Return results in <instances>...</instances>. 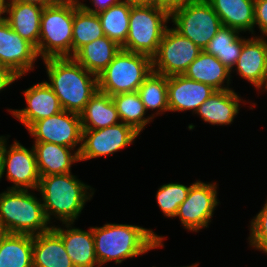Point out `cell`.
<instances>
[{"instance_id": "4316f807", "label": "cell", "mask_w": 267, "mask_h": 267, "mask_svg": "<svg viewBox=\"0 0 267 267\" xmlns=\"http://www.w3.org/2000/svg\"><path fill=\"white\" fill-rule=\"evenodd\" d=\"M243 35L238 30L221 26L204 50L232 70L239 58L243 43L250 37L249 34Z\"/></svg>"}, {"instance_id": "9c48e42d", "label": "cell", "mask_w": 267, "mask_h": 267, "mask_svg": "<svg viewBox=\"0 0 267 267\" xmlns=\"http://www.w3.org/2000/svg\"><path fill=\"white\" fill-rule=\"evenodd\" d=\"M219 183L217 181L205 182L195 179L188 192L187 198L179 206L175 219L180 225L192 234L200 233L209 228L217 207L222 202L219 200Z\"/></svg>"}, {"instance_id": "1f68e13d", "label": "cell", "mask_w": 267, "mask_h": 267, "mask_svg": "<svg viewBox=\"0 0 267 267\" xmlns=\"http://www.w3.org/2000/svg\"><path fill=\"white\" fill-rule=\"evenodd\" d=\"M131 6L122 1L97 14L104 35L121 47L125 44L128 35Z\"/></svg>"}, {"instance_id": "ee69618b", "label": "cell", "mask_w": 267, "mask_h": 267, "mask_svg": "<svg viewBox=\"0 0 267 267\" xmlns=\"http://www.w3.org/2000/svg\"><path fill=\"white\" fill-rule=\"evenodd\" d=\"M7 232L0 226V244Z\"/></svg>"}, {"instance_id": "ffe728a7", "label": "cell", "mask_w": 267, "mask_h": 267, "mask_svg": "<svg viewBox=\"0 0 267 267\" xmlns=\"http://www.w3.org/2000/svg\"><path fill=\"white\" fill-rule=\"evenodd\" d=\"M32 143L40 177L70 173L72 166L80 163L79 153L73 148L48 142Z\"/></svg>"}, {"instance_id": "277c9868", "label": "cell", "mask_w": 267, "mask_h": 267, "mask_svg": "<svg viewBox=\"0 0 267 267\" xmlns=\"http://www.w3.org/2000/svg\"><path fill=\"white\" fill-rule=\"evenodd\" d=\"M37 192L7 188L0 192V226L7 233L34 236L52 228Z\"/></svg>"}, {"instance_id": "f546056e", "label": "cell", "mask_w": 267, "mask_h": 267, "mask_svg": "<svg viewBox=\"0 0 267 267\" xmlns=\"http://www.w3.org/2000/svg\"><path fill=\"white\" fill-rule=\"evenodd\" d=\"M111 97L116 105L120 121L130 125L140 135L147 125L154 121L146 112L137 91L120 93Z\"/></svg>"}, {"instance_id": "30bf717a", "label": "cell", "mask_w": 267, "mask_h": 267, "mask_svg": "<svg viewBox=\"0 0 267 267\" xmlns=\"http://www.w3.org/2000/svg\"><path fill=\"white\" fill-rule=\"evenodd\" d=\"M10 137V134H5L2 178L11 183L7 189L37 190L40 175L33 145L26 147L17 139L11 144Z\"/></svg>"}, {"instance_id": "d4e9b609", "label": "cell", "mask_w": 267, "mask_h": 267, "mask_svg": "<svg viewBox=\"0 0 267 267\" xmlns=\"http://www.w3.org/2000/svg\"><path fill=\"white\" fill-rule=\"evenodd\" d=\"M120 50L121 46L103 36L81 47L72 58L87 71L98 76Z\"/></svg>"}, {"instance_id": "60d3db41", "label": "cell", "mask_w": 267, "mask_h": 267, "mask_svg": "<svg viewBox=\"0 0 267 267\" xmlns=\"http://www.w3.org/2000/svg\"><path fill=\"white\" fill-rule=\"evenodd\" d=\"M129 5L138 6V5H155V0H123Z\"/></svg>"}, {"instance_id": "83f0119b", "label": "cell", "mask_w": 267, "mask_h": 267, "mask_svg": "<svg viewBox=\"0 0 267 267\" xmlns=\"http://www.w3.org/2000/svg\"><path fill=\"white\" fill-rule=\"evenodd\" d=\"M137 92L144 104L146 112L153 120L169 113L168 76L152 71Z\"/></svg>"}, {"instance_id": "5bb4252c", "label": "cell", "mask_w": 267, "mask_h": 267, "mask_svg": "<svg viewBox=\"0 0 267 267\" xmlns=\"http://www.w3.org/2000/svg\"><path fill=\"white\" fill-rule=\"evenodd\" d=\"M41 59L36 47L16 33L6 20L0 21V65L15 75L27 76ZM36 67V68H35Z\"/></svg>"}, {"instance_id": "e0dca14e", "label": "cell", "mask_w": 267, "mask_h": 267, "mask_svg": "<svg viewBox=\"0 0 267 267\" xmlns=\"http://www.w3.org/2000/svg\"><path fill=\"white\" fill-rule=\"evenodd\" d=\"M22 92L26 106L20 109L7 107L6 111L18 120L26 130L34 122L53 116L63 110L59 98L45 80L36 82Z\"/></svg>"}, {"instance_id": "f35d334b", "label": "cell", "mask_w": 267, "mask_h": 267, "mask_svg": "<svg viewBox=\"0 0 267 267\" xmlns=\"http://www.w3.org/2000/svg\"><path fill=\"white\" fill-rule=\"evenodd\" d=\"M60 1L61 0H8V2H23V3L35 4L43 8L56 5Z\"/></svg>"}, {"instance_id": "603a6c76", "label": "cell", "mask_w": 267, "mask_h": 267, "mask_svg": "<svg viewBox=\"0 0 267 267\" xmlns=\"http://www.w3.org/2000/svg\"><path fill=\"white\" fill-rule=\"evenodd\" d=\"M222 26L254 36V0H207Z\"/></svg>"}, {"instance_id": "cb8c5ba5", "label": "cell", "mask_w": 267, "mask_h": 267, "mask_svg": "<svg viewBox=\"0 0 267 267\" xmlns=\"http://www.w3.org/2000/svg\"><path fill=\"white\" fill-rule=\"evenodd\" d=\"M33 267H74L62 238L51 228L33 236Z\"/></svg>"}, {"instance_id": "ba28073f", "label": "cell", "mask_w": 267, "mask_h": 267, "mask_svg": "<svg viewBox=\"0 0 267 267\" xmlns=\"http://www.w3.org/2000/svg\"><path fill=\"white\" fill-rule=\"evenodd\" d=\"M170 25L204 50L222 23L207 0H191L170 12Z\"/></svg>"}, {"instance_id": "9a60e30c", "label": "cell", "mask_w": 267, "mask_h": 267, "mask_svg": "<svg viewBox=\"0 0 267 267\" xmlns=\"http://www.w3.org/2000/svg\"><path fill=\"white\" fill-rule=\"evenodd\" d=\"M234 76L252 85L258 96L267 94V38L250 35L243 43L239 58L231 70V78Z\"/></svg>"}, {"instance_id": "44dd1931", "label": "cell", "mask_w": 267, "mask_h": 267, "mask_svg": "<svg viewBox=\"0 0 267 267\" xmlns=\"http://www.w3.org/2000/svg\"><path fill=\"white\" fill-rule=\"evenodd\" d=\"M186 78L207 84L215 90L232 89L231 70L214 55L202 50L183 74Z\"/></svg>"}, {"instance_id": "d6a6232c", "label": "cell", "mask_w": 267, "mask_h": 267, "mask_svg": "<svg viewBox=\"0 0 267 267\" xmlns=\"http://www.w3.org/2000/svg\"><path fill=\"white\" fill-rule=\"evenodd\" d=\"M191 184L185 185L180 182H168L158 186L156 190L155 200L161 214L167 218L174 220L179 206L187 198Z\"/></svg>"}, {"instance_id": "d6986e66", "label": "cell", "mask_w": 267, "mask_h": 267, "mask_svg": "<svg viewBox=\"0 0 267 267\" xmlns=\"http://www.w3.org/2000/svg\"><path fill=\"white\" fill-rule=\"evenodd\" d=\"M72 223H59L52 229L62 238L65 250L74 267H100L95 255L92 226L88 230Z\"/></svg>"}, {"instance_id": "b9f144b4", "label": "cell", "mask_w": 267, "mask_h": 267, "mask_svg": "<svg viewBox=\"0 0 267 267\" xmlns=\"http://www.w3.org/2000/svg\"><path fill=\"white\" fill-rule=\"evenodd\" d=\"M8 0H0V21L6 20Z\"/></svg>"}, {"instance_id": "52a82bcc", "label": "cell", "mask_w": 267, "mask_h": 267, "mask_svg": "<svg viewBox=\"0 0 267 267\" xmlns=\"http://www.w3.org/2000/svg\"><path fill=\"white\" fill-rule=\"evenodd\" d=\"M152 71V58L121 48L98 75V91L110 96L136 92Z\"/></svg>"}, {"instance_id": "484cf974", "label": "cell", "mask_w": 267, "mask_h": 267, "mask_svg": "<svg viewBox=\"0 0 267 267\" xmlns=\"http://www.w3.org/2000/svg\"><path fill=\"white\" fill-rule=\"evenodd\" d=\"M82 130H97L120 123L112 97L98 91L80 113Z\"/></svg>"}, {"instance_id": "3957f363", "label": "cell", "mask_w": 267, "mask_h": 267, "mask_svg": "<svg viewBox=\"0 0 267 267\" xmlns=\"http://www.w3.org/2000/svg\"><path fill=\"white\" fill-rule=\"evenodd\" d=\"M42 62L48 78L45 82L59 98L63 110L80 114L98 92V76L72 57L47 58Z\"/></svg>"}, {"instance_id": "7a4b0ae2", "label": "cell", "mask_w": 267, "mask_h": 267, "mask_svg": "<svg viewBox=\"0 0 267 267\" xmlns=\"http://www.w3.org/2000/svg\"><path fill=\"white\" fill-rule=\"evenodd\" d=\"M78 177L73 172L40 177L37 190L45 216L52 226L78 222L86 204L96 195L97 189Z\"/></svg>"}, {"instance_id": "4fadbf2b", "label": "cell", "mask_w": 267, "mask_h": 267, "mask_svg": "<svg viewBox=\"0 0 267 267\" xmlns=\"http://www.w3.org/2000/svg\"><path fill=\"white\" fill-rule=\"evenodd\" d=\"M32 142H48L75 149L82 146V126L80 114L62 110L61 112L34 122L28 129Z\"/></svg>"}, {"instance_id": "4dcf8cb0", "label": "cell", "mask_w": 267, "mask_h": 267, "mask_svg": "<svg viewBox=\"0 0 267 267\" xmlns=\"http://www.w3.org/2000/svg\"><path fill=\"white\" fill-rule=\"evenodd\" d=\"M103 36L105 35L98 15L84 10L78 0H74L72 56L84 45Z\"/></svg>"}, {"instance_id": "d590c367", "label": "cell", "mask_w": 267, "mask_h": 267, "mask_svg": "<svg viewBox=\"0 0 267 267\" xmlns=\"http://www.w3.org/2000/svg\"><path fill=\"white\" fill-rule=\"evenodd\" d=\"M87 3H84L86 2ZM123 0H78L79 5L86 11L98 14L101 11L108 9L111 6L117 5Z\"/></svg>"}, {"instance_id": "6da1fadb", "label": "cell", "mask_w": 267, "mask_h": 267, "mask_svg": "<svg viewBox=\"0 0 267 267\" xmlns=\"http://www.w3.org/2000/svg\"><path fill=\"white\" fill-rule=\"evenodd\" d=\"M95 255L100 267L114 262L116 266L135 260L155 249L165 247L168 238L158 235L152 228L136 224L109 223L92 226Z\"/></svg>"}, {"instance_id": "7bdbcfd3", "label": "cell", "mask_w": 267, "mask_h": 267, "mask_svg": "<svg viewBox=\"0 0 267 267\" xmlns=\"http://www.w3.org/2000/svg\"><path fill=\"white\" fill-rule=\"evenodd\" d=\"M200 266V263L199 262H195V263H192L191 265H185V266H174V267H199ZM152 267H156V266H152ZM171 267V266H169Z\"/></svg>"}, {"instance_id": "8d00e7d4", "label": "cell", "mask_w": 267, "mask_h": 267, "mask_svg": "<svg viewBox=\"0 0 267 267\" xmlns=\"http://www.w3.org/2000/svg\"><path fill=\"white\" fill-rule=\"evenodd\" d=\"M23 76L18 77L10 69L0 65V93L5 92L7 89H11L15 82H18Z\"/></svg>"}, {"instance_id": "7c38bea8", "label": "cell", "mask_w": 267, "mask_h": 267, "mask_svg": "<svg viewBox=\"0 0 267 267\" xmlns=\"http://www.w3.org/2000/svg\"><path fill=\"white\" fill-rule=\"evenodd\" d=\"M202 49L169 26L152 58L153 72L165 76L183 75Z\"/></svg>"}, {"instance_id": "836d02e7", "label": "cell", "mask_w": 267, "mask_h": 267, "mask_svg": "<svg viewBox=\"0 0 267 267\" xmlns=\"http://www.w3.org/2000/svg\"><path fill=\"white\" fill-rule=\"evenodd\" d=\"M258 213L249 220L247 243L251 250L267 256V196Z\"/></svg>"}, {"instance_id": "74e56055", "label": "cell", "mask_w": 267, "mask_h": 267, "mask_svg": "<svg viewBox=\"0 0 267 267\" xmlns=\"http://www.w3.org/2000/svg\"><path fill=\"white\" fill-rule=\"evenodd\" d=\"M191 0H155V5L171 12L176 8L183 6Z\"/></svg>"}, {"instance_id": "2e32d148", "label": "cell", "mask_w": 267, "mask_h": 267, "mask_svg": "<svg viewBox=\"0 0 267 267\" xmlns=\"http://www.w3.org/2000/svg\"><path fill=\"white\" fill-rule=\"evenodd\" d=\"M236 92L234 88L216 90L195 112L193 116L199 117L203 123L209 126H231L235 118L241 112V108L248 105L249 110L257 107L255 100L246 99ZM247 100V101H246Z\"/></svg>"}, {"instance_id": "8992f818", "label": "cell", "mask_w": 267, "mask_h": 267, "mask_svg": "<svg viewBox=\"0 0 267 267\" xmlns=\"http://www.w3.org/2000/svg\"><path fill=\"white\" fill-rule=\"evenodd\" d=\"M170 12L156 5L131 6L129 30L124 50L153 58L166 29Z\"/></svg>"}, {"instance_id": "8fae6325", "label": "cell", "mask_w": 267, "mask_h": 267, "mask_svg": "<svg viewBox=\"0 0 267 267\" xmlns=\"http://www.w3.org/2000/svg\"><path fill=\"white\" fill-rule=\"evenodd\" d=\"M140 136L130 125L120 122L116 125L97 130H82V146L79 152L80 162L110 157L135 145Z\"/></svg>"}, {"instance_id": "ac0fdd59", "label": "cell", "mask_w": 267, "mask_h": 267, "mask_svg": "<svg viewBox=\"0 0 267 267\" xmlns=\"http://www.w3.org/2000/svg\"><path fill=\"white\" fill-rule=\"evenodd\" d=\"M211 86L186 78L168 76V106L171 113L195 114L197 109L215 92Z\"/></svg>"}, {"instance_id": "5b68a950", "label": "cell", "mask_w": 267, "mask_h": 267, "mask_svg": "<svg viewBox=\"0 0 267 267\" xmlns=\"http://www.w3.org/2000/svg\"><path fill=\"white\" fill-rule=\"evenodd\" d=\"M73 20L74 0H61L43 9L36 47L41 60L72 57Z\"/></svg>"}, {"instance_id": "ab89813d", "label": "cell", "mask_w": 267, "mask_h": 267, "mask_svg": "<svg viewBox=\"0 0 267 267\" xmlns=\"http://www.w3.org/2000/svg\"><path fill=\"white\" fill-rule=\"evenodd\" d=\"M5 150V135H0V183L2 182L3 176V159Z\"/></svg>"}, {"instance_id": "e575fe53", "label": "cell", "mask_w": 267, "mask_h": 267, "mask_svg": "<svg viewBox=\"0 0 267 267\" xmlns=\"http://www.w3.org/2000/svg\"><path fill=\"white\" fill-rule=\"evenodd\" d=\"M254 36L267 38V0H254Z\"/></svg>"}, {"instance_id": "7402d4cb", "label": "cell", "mask_w": 267, "mask_h": 267, "mask_svg": "<svg viewBox=\"0 0 267 267\" xmlns=\"http://www.w3.org/2000/svg\"><path fill=\"white\" fill-rule=\"evenodd\" d=\"M43 9L35 4L8 2L6 21L16 33L37 47Z\"/></svg>"}, {"instance_id": "f1b7e54d", "label": "cell", "mask_w": 267, "mask_h": 267, "mask_svg": "<svg viewBox=\"0 0 267 267\" xmlns=\"http://www.w3.org/2000/svg\"><path fill=\"white\" fill-rule=\"evenodd\" d=\"M33 236L7 233L0 244V267H33Z\"/></svg>"}]
</instances>
